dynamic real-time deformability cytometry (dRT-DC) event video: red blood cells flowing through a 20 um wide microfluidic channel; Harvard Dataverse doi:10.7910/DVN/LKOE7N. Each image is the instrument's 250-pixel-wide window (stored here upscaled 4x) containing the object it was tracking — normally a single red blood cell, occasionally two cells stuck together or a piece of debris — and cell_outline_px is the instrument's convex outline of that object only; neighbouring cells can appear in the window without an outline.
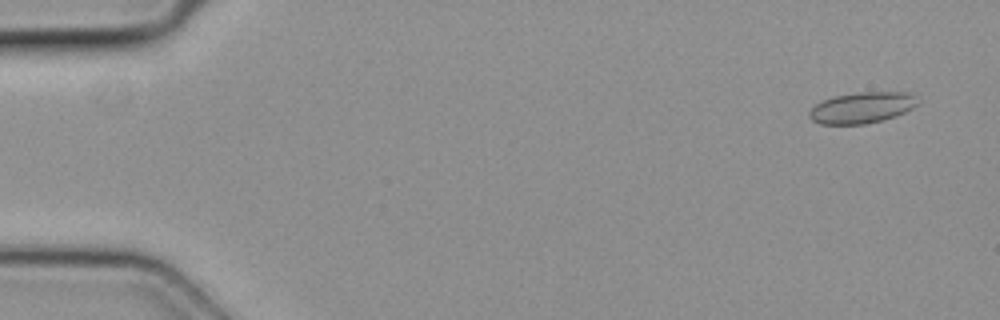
{"species": "common noctule bat (a hibernating species)", "species_latin": "Nyctalus noctula", "temperature_condition": "cold", "stored_images_in_passage": 5, "segment_of_instrument_passage": [2, 2], "camera_frame_rate_fps": 3000, "um_per_image_px": 0.085, "animal": {"sex": "female", "body_mass_g": 19.3, "forearm_length_mm": 54.1}, "frame": {"image": 1, "passage_image": 5, "time_ms": 1.333, "image_size_px": [1000, 320], "cell_outline_px": [[920, 104], [896, 116], [864, 124], [820, 124], [812, 120], [808, 116], [808, 112], [816, 104], [824, 100], [836, 96], [860, 92], [908, 92]], "centroid_in_image_um": [73.25, 9.16], "position_along_channel_um": 11.8, "area_um2": 19.36}}